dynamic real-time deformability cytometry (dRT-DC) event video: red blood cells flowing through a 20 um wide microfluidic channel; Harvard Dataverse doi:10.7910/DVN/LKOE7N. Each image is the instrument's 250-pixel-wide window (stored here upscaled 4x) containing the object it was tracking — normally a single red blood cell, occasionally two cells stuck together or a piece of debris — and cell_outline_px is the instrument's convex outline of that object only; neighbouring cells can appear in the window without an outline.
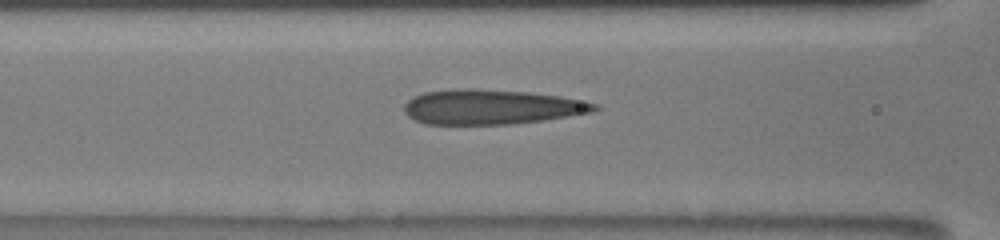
{"species": "human", "species_latin": "Homo sapiens", "temperature_condition": "room temperature", "stored_images_in_passage": 24, "camera_frame_rate_fps": 3000, "um_per_image_px": 0.085, "donor": {"sex": "male"}, "frame": {"image": 1, "passage_image": 4, "time_ms": 1.667, "image_size_px": [1000, 240], "cell_outline_px": [[600, 108], [592, 112], [544, 120], [512, 124], [424, 124], [408, 116], [404, 112], [404, 104], [412, 96], [424, 92], [460, 88], [472, 88], [528, 92], [560, 96], [600, 104]], "centroid_in_image_um": [41.76, 9.09], "position_along_channel_um": 124.8, "area_um2": 38.78}}
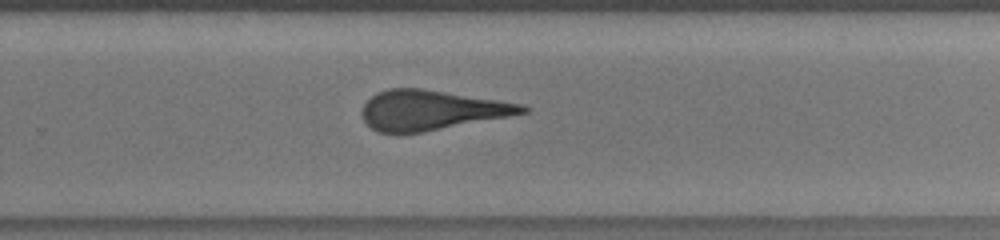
{"frame": {"image": 2, "passage_image": 14, "time_ms": 6.0, "image_size_px": [1000, 240], "cell_outline_px": [[532, 108], [528, 112], [508, 116], [424, 132], [400, 136], [376, 132], [364, 120], [360, 112], [364, 104], [376, 92], [388, 88], [424, 88], [520, 104]], "centroid_in_image_um": [36.57, 9.39], "position_along_channel_um": 293.2, "area_um2": 37.57}}
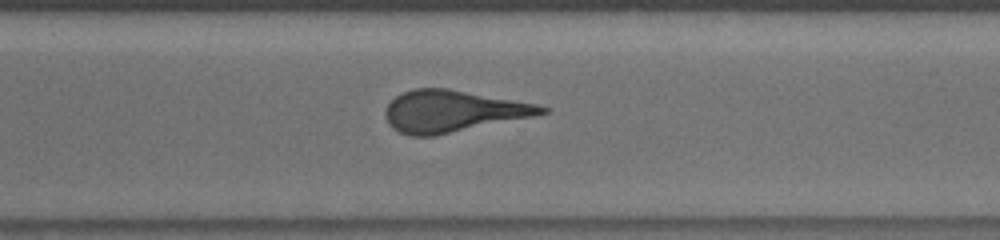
{"frame": {"image": 3, "passage_image": 17, "time_ms": 7.0, "image_size_px": [1000, 240], "cell_outline_px": [[548, 112], [532, 116], [432, 136], [412, 136], [400, 132], [392, 128], [388, 124], [384, 116], [384, 112], [388, 104], [396, 96], [404, 92], [416, 88], [448, 88], [536, 104], [548, 108]], "centroid_in_image_um": [38.42, 9.45], "position_along_channel_um": 332.2, "area_um2": 37.4}}